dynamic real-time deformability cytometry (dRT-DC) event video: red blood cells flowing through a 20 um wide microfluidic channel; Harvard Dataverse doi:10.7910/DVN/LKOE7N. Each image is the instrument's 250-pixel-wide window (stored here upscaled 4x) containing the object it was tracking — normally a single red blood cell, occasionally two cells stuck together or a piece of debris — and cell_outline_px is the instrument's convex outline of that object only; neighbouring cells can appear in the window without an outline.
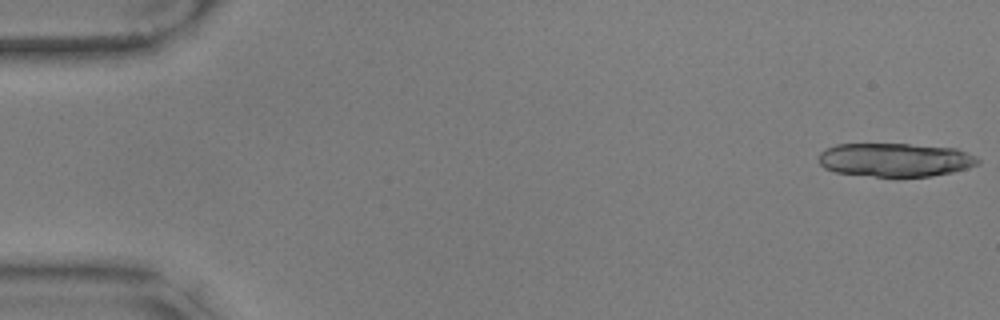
{"species": "common noctule bat (a hibernating species)", "species_latin": "Nyctalus noctula", "temperature_condition": "warm", "stored_images_in_passage": 17, "camera_frame_rate_fps": 3000, "um_per_image_px": 0.085, "animal": {"sex": "male", "body_mass_g": 17.9, "forearm_length_mm": 54.2}, "frame": {"image": 1, "passage_image": 1, "time_ms": 0.0, "image_size_px": [1000, 320], "cell_outline_px": [[980, 164], [968, 168], [952, 172], [932, 176], [876, 176], [836, 172], [824, 168], [820, 164], [820, 152], [836, 144], [908, 144], [956, 148], [976, 156], [980, 160]], "centroid_in_image_um": [76.13, 13.58], "position_along_channel_um": 8.9, "area_um2": 31.04}}